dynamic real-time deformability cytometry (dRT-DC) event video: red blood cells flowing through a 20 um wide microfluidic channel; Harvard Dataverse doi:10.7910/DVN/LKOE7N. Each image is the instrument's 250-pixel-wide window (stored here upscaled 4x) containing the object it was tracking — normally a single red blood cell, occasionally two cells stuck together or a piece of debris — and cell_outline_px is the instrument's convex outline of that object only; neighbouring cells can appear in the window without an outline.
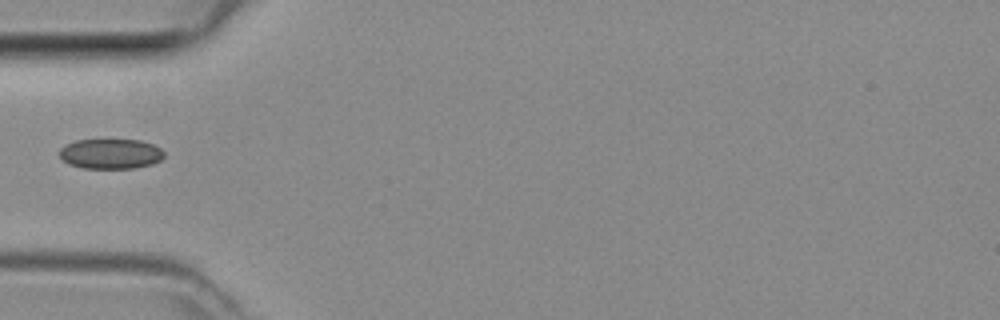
{"species": "common noctule bat (a hibernating species)", "species_latin": "Nyctalus noctula", "temperature_condition": "room temperature", "stored_images_in_passage": 5, "camera_frame_rate_fps": 3000, "um_per_image_px": 0.085, "animal": {"sex": "female", "body_mass_g": 29.2, "forearm_length_mm": 56.3}, "frame": {"image": 1, "passage_image": 4, "time_ms": 1.0, "image_size_px": [1000, 320], "cell_outline_px": [[164, 156], [160, 160], [152, 164], [136, 168], [84, 168], [68, 164], [60, 156], [60, 148], [76, 140], [140, 140], [152, 144], [160, 148], [164, 152]], "centroid_in_image_um": [9.42, 13.08], "position_along_channel_um": 75.6, "area_um2": 18.21}}
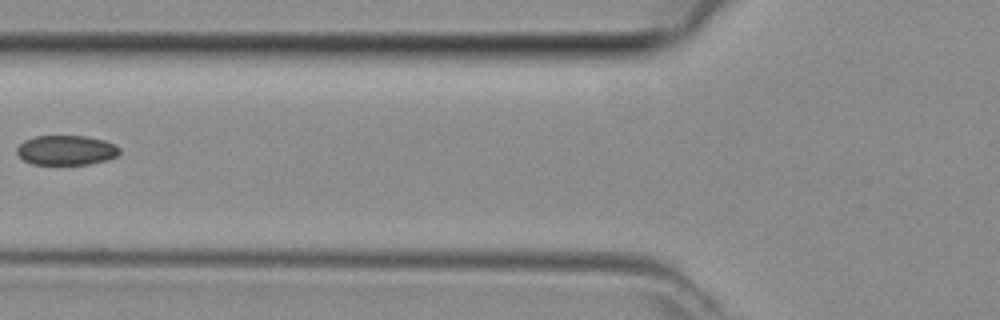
{"frame": {"image": 2, "passage_image": 5, "time_ms": 1.333, "image_size_px": [1000, 320], "cell_outline_px": [[120, 152], [116, 156], [104, 160], [88, 164], [32, 164], [24, 160], [16, 152], [16, 148], [24, 140], [36, 136], [88, 136], [104, 140], [116, 144], [120, 148]], "centroid_in_image_um": [5.63, 12.75], "position_along_channel_um": 120.2, "area_um2": 17.74}}